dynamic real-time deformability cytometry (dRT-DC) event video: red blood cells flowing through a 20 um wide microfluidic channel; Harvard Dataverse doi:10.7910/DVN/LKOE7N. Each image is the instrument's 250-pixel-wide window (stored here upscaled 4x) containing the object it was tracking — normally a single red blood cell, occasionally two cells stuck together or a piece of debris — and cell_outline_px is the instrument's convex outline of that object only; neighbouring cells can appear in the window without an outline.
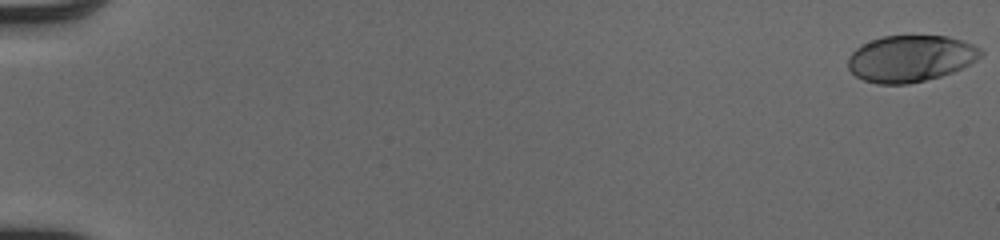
{"species": "human", "species_latin": "Homo sapiens", "temperature_condition": "cold", "stored_images_in_passage": 52, "camera_frame_rate_fps": 3000, "um_per_image_px": 0.085, "donor": {"sex": "male"}, "frame": {"image": 1, "passage_image": 1, "time_ms": 0.0, "image_size_px": [1000, 240], "cell_outline_px": [[984, 52], [976, 60], [952, 72], [940, 76], [908, 84], [876, 84], [864, 80], [856, 76], [848, 68], [848, 56], [860, 44], [884, 36], [948, 36], [972, 44], [980, 48]], "centroid_in_image_um": [77.36, 4.97], "position_along_channel_um": 7.6, "area_um2": 35.84}}
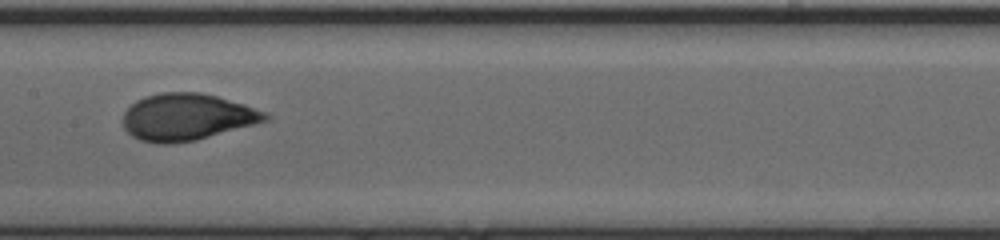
{"frame": {"image": 2, "passage_image": 29, "time_ms": 9.333, "image_size_px": [1000, 240], "cell_outline_px": [[272, 116], [268, 120], [196, 140], [172, 144], [156, 144], [140, 140], [132, 136], [124, 128], [124, 112], [136, 100], [144, 96], [160, 92], [200, 92], [216, 96], [244, 104], [268, 112]], "centroid_in_image_um": [15.89, 9.94], "position_along_channel_um": 191.5, "area_um2": 38.9}}
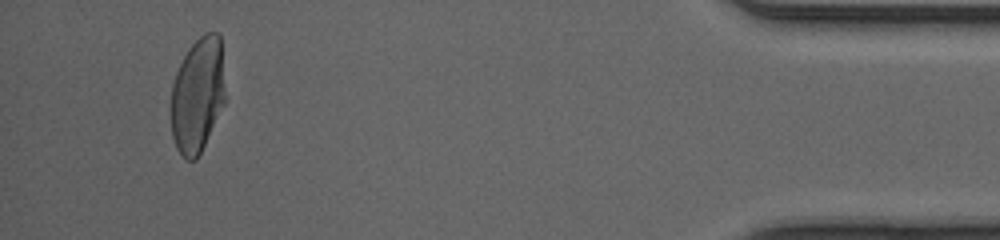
{"frame": {"image": 3, "passage_image": 50, "time_ms": 16.333, "image_size_px": [1000, 240], "cell_outline_px": [[224, 104], [196, 160], [184, 160], [176, 148], [172, 136], [172, 84], [176, 72], [188, 48], [204, 32], [216, 32], [220, 36], [224, 88]], "centroid_in_image_um": [16.78, 8.08], "position_along_channel_um": 418.4, "area_um2": 35.95}, "authors_computed_cell_mechanics": {"area_um2": 37.3966, "velocity_mm_per_s": 4.105, "shape_relaxation_time_tau1_ms": 5.047, "shape_relaxation_time_tau2_ms": null, "deformation_change_tau1": 0.2219, "deformation_change_tau2": null}}